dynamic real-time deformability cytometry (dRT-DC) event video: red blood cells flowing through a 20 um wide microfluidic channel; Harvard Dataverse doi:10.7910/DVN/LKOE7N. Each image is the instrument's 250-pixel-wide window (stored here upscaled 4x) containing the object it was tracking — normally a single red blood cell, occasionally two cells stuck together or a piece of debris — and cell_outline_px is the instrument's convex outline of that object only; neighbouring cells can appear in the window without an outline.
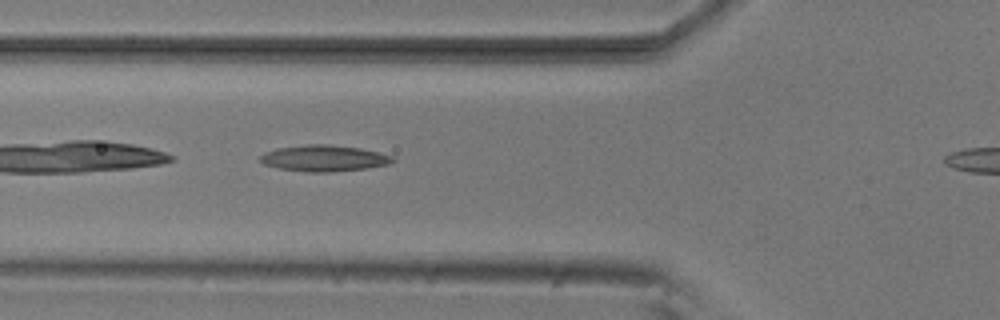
{"species": "common noctule bat (a hibernating species)", "species_latin": "Nyctalus noctula", "temperature_condition": "room temperature", "stored_images_in_passage": 31, "camera_frame_rate_fps": 3000, "um_per_image_px": 0.085, "animal": {"sex": "male", "body_mass_g": 20.5, "forearm_length_mm": 52.5}, "frame": {"image": 1, "passage_image": 4, "time_ms": 1.0, "image_size_px": [1000, 320], "cell_outline_px": [[396, 160], [388, 164], [364, 168], [328, 172], [308, 172], [280, 168], [264, 164], [260, 160], [260, 156], [264, 152], [276, 148], [308, 144], [328, 144], [360, 148], [392, 156]], "centroid_in_image_um": [27.5, 13.44], "position_along_channel_um": 98.3, "area_um2": 20.0}}
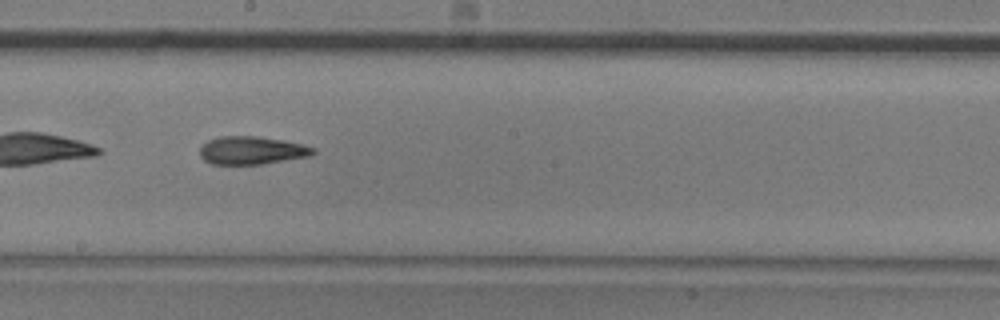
{"frame": {"image": 2, "passage_image": 14, "time_ms": 4.333, "image_size_px": [1000, 320], "cell_outline_px": [[316, 152], [312, 156], [264, 164], [212, 164], [204, 160], [200, 156], [200, 148], [208, 140], [220, 136], [256, 136], [284, 140], [304, 144], [316, 148]], "centroid_in_image_um": [21.46, 12.78], "position_along_channel_um": 226.7, "area_um2": 18.73}}
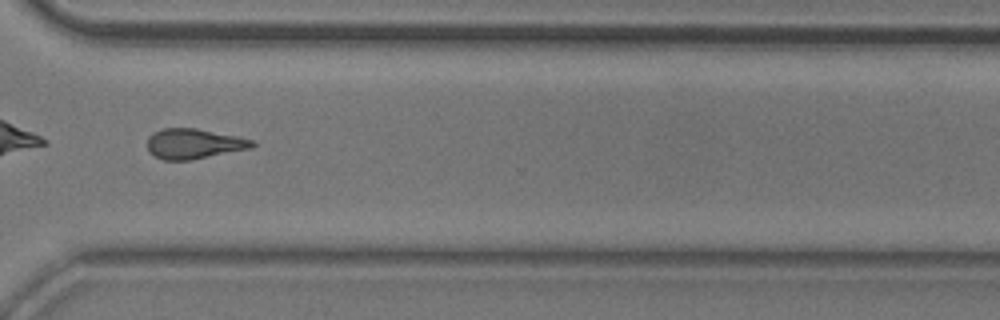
{"frame": {"image": 3, "passage_image": 24, "time_ms": 7.667, "image_size_px": [1000, 320], "cell_outline_px": [[256, 144], [252, 148], [188, 160], [164, 160], [152, 156], [148, 152], [148, 136], [160, 128], [196, 128], [256, 140]], "centroid_in_image_um": [16.46, 12.21], "position_along_channel_um": 354.1, "area_um2": 18.5}}